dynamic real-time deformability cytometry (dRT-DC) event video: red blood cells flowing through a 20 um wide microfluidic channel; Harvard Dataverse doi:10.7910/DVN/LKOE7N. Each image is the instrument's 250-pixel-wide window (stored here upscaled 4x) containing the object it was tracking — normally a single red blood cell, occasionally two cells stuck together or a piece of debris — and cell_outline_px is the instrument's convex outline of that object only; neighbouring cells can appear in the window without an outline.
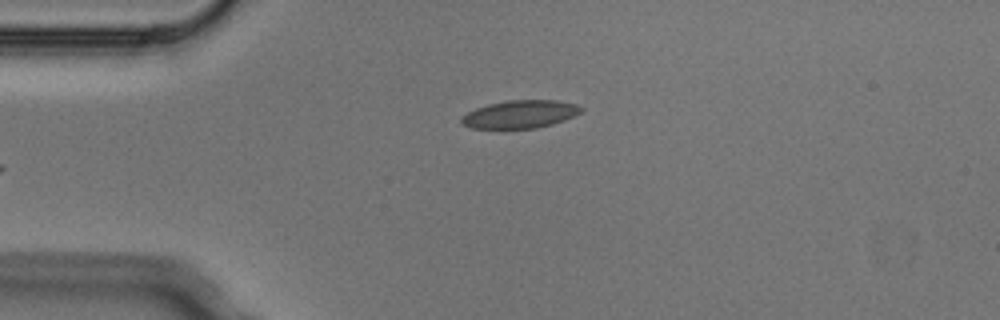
{"species": "Egyptian fruit bat (a non-hibernating species)", "species_latin": "Rousettus aegyptiacus", "temperature_condition": "cold", "stored_images_in_passage": 3, "camera_frame_rate_fps": 3000, "um_per_image_px": 0.085, "animal": {"sex": "male"}, "frame": {"image": 1, "passage_image": 3, "time_ms": 0.667, "image_size_px": [1000, 320], "cell_outline_px": [[584, 108], [576, 116], [552, 124], [536, 128], [472, 128], [460, 124], [460, 120], [468, 112], [476, 108], [488, 104], [508, 100], [556, 100], [576, 104]], "centroid_in_image_um": [44.23, 9.7], "position_along_channel_um": 40.8, "area_um2": 19.42}}